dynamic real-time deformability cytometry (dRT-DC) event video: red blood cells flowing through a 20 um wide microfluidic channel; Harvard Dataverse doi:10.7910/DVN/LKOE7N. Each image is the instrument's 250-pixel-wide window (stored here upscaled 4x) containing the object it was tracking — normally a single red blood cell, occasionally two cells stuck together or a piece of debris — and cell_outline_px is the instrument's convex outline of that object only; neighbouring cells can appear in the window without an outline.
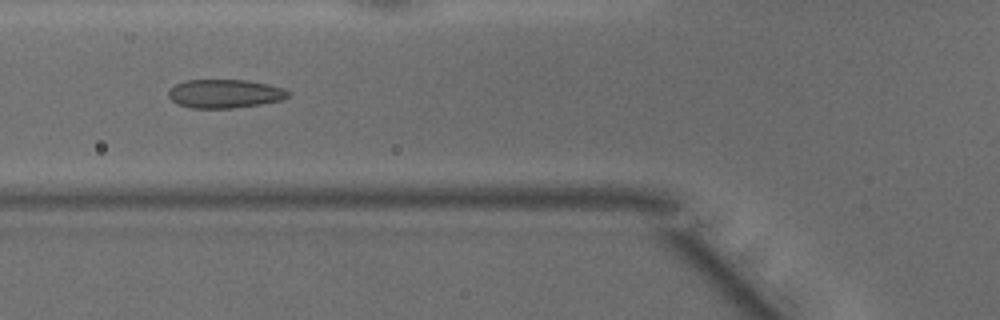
{"species": "common noctule bat (a hibernating species)", "species_latin": "Nyctalus noctula", "temperature_condition": "warm", "stored_images_in_passage": 49, "camera_frame_rate_fps": 3000, "um_per_image_px": 0.085, "animal": {"sex": "male", "body_mass_g": 15.6}, "frame": {"image": 1, "passage_image": 18, "time_ms": 5.667, "image_size_px": [1000, 320], "cell_outline_px": [[288, 96], [280, 100], [260, 104], [232, 108], [192, 108], [180, 104], [172, 100], [168, 96], [168, 88], [184, 80], [244, 80], [268, 84], [284, 88], [288, 92]], "centroid_in_image_um": [19.07, 7.95], "position_along_channel_um": 106.7, "area_um2": 19.83}}
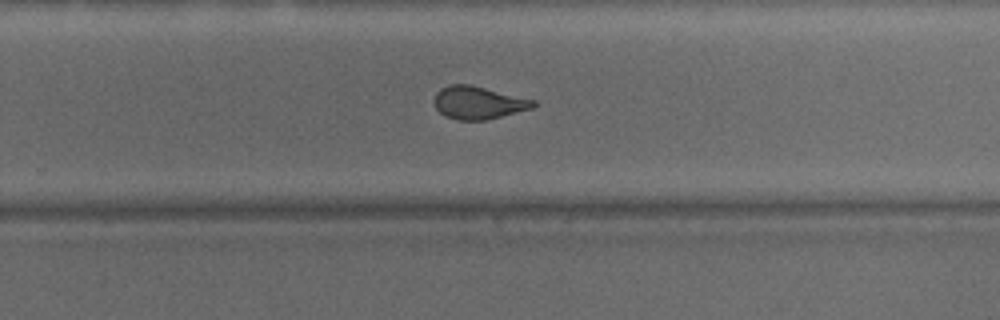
{"frame": {"image": 2, "passage_image": 31, "time_ms": 10.0, "image_size_px": [1000, 320], "cell_outline_px": [[536, 104], [532, 108], [488, 120], [456, 120], [444, 116], [436, 108], [432, 100], [436, 92], [440, 88], [452, 84], [468, 84], [536, 100]], "centroid_in_image_um": [40.62, 8.73], "position_along_channel_um": 289.2, "area_um2": 19.02}}
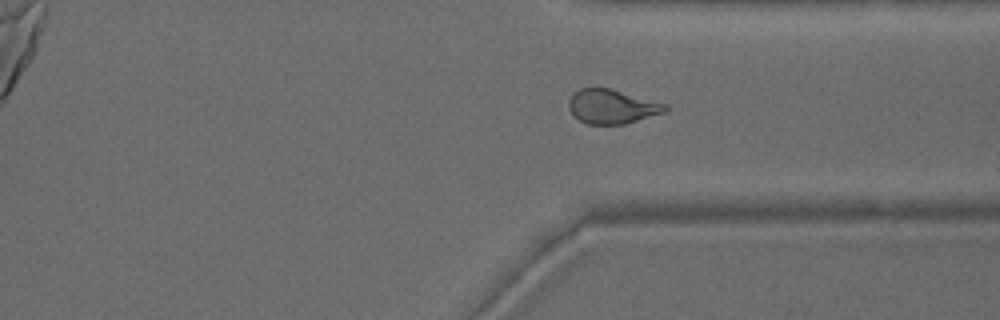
{"frame": {"image": 3, "passage_image": 36, "time_ms": 11.667, "image_size_px": [1000, 320], "cell_outline_px": [[668, 108], [664, 112], [624, 124], [584, 124], [572, 116], [568, 108], [568, 100], [580, 88], [608, 88], [668, 104]], "centroid_in_image_um": [51.98, 9.07], "position_along_channel_um": 359.4, "area_um2": 19.19}, "authors_computed_cell_mechanics": {"area_um2": 20.5768, "velocity_mm_per_s": 4.2074, "shape_relaxation_time_tau1_ms": 7.2158, "shape_relaxation_time_tau2_ms": 1.0121, "deformation_change_tau1": 0.2047, "deformation_change_tau2": 0.0656}}